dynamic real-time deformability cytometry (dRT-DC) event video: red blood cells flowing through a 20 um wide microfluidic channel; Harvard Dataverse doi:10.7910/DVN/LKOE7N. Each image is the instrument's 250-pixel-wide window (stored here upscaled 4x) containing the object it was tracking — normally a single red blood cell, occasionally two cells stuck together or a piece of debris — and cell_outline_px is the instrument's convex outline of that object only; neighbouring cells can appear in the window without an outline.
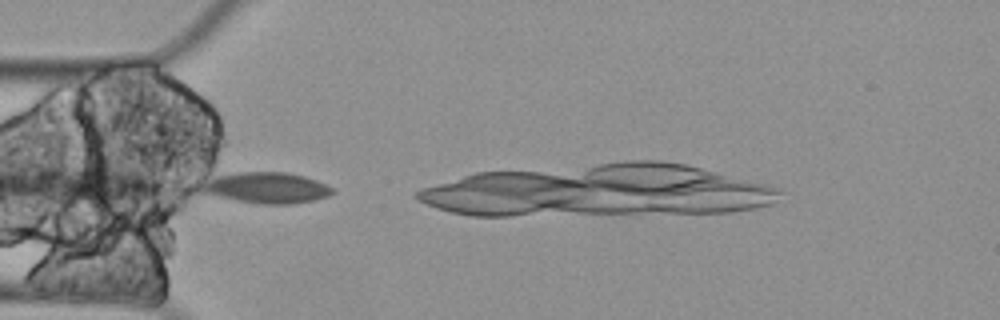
{"species": "Egyptian fruit bat (a non-hibernating species)", "species_latin": "Rousettus aegyptiacus", "temperature_condition": "cold", "stored_images_in_passage": 5, "camera_frame_rate_fps": 3000, "um_per_image_px": 0.085, "animal": {"sex": "female"}, "frame": {"image": 1, "passage_image": 1, "time_ms": 0.0, "image_size_px": [1000, 320], "cell_outline_px": [[332, 192], [328, 196], [312, 200], [292, 204], [260, 204], [220, 196], [204, 192], [204, 188], [216, 176], [236, 172], [288, 172], [304, 176], [316, 180], [332, 188]], "centroid_in_image_um": [22.77, 15.95], "position_along_channel_um": 62.2, "area_um2": 22.72}}
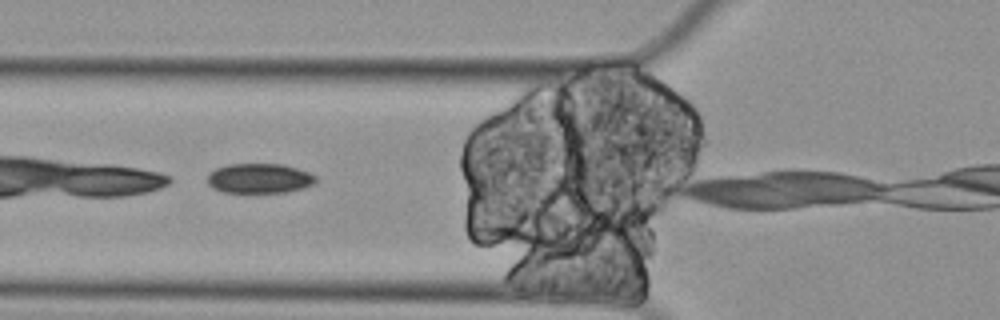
{"frame": {"image": 2, "passage_image": 2, "time_ms": 0.333, "image_size_px": [1000, 320], "cell_outline_px": [[316, 180], [312, 184], [304, 188], [284, 192], [220, 192], [212, 188], [208, 184], [208, 172], [216, 168], [228, 164], [284, 164], [308, 172], [316, 176]], "centroid_in_image_um": [22.01, 15.16], "position_along_channel_um": 103.8, "area_um2": 18.84}}